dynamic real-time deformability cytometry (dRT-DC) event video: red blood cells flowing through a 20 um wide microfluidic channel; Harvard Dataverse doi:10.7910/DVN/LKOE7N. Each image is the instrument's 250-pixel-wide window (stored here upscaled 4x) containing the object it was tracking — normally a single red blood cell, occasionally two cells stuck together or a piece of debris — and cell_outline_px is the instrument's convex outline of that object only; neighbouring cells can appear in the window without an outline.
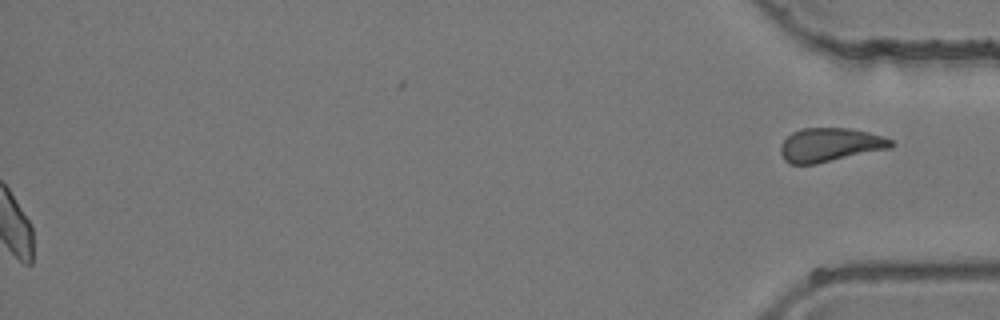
{"species": "common noctule bat (a hibernating species)", "species_latin": "Nyctalus noctula", "temperature_condition": "room temperature", "stored_images_in_passage": 29, "segment_of_instrument_passage": [2, 2], "camera_frame_rate_fps": 3000, "um_per_image_px": 0.085, "animal": {"sex": "female", "body_mass_g": 24.6, "forearm_length_mm": 56.2}, "frame": {"image": 1, "passage_image": 29, "time_ms": 9.333, "image_size_px": [1000, 320], "cell_outline_px": [[896, 144], [892, 148], [816, 164], [788, 164], [784, 160], [780, 152], [780, 144], [792, 132], [804, 128], [848, 128], [868, 132], [884, 136], [892, 140]], "centroid_in_image_um": [70.57, 12.32], "position_along_channel_um": 364.6, "area_um2": 21.96}}